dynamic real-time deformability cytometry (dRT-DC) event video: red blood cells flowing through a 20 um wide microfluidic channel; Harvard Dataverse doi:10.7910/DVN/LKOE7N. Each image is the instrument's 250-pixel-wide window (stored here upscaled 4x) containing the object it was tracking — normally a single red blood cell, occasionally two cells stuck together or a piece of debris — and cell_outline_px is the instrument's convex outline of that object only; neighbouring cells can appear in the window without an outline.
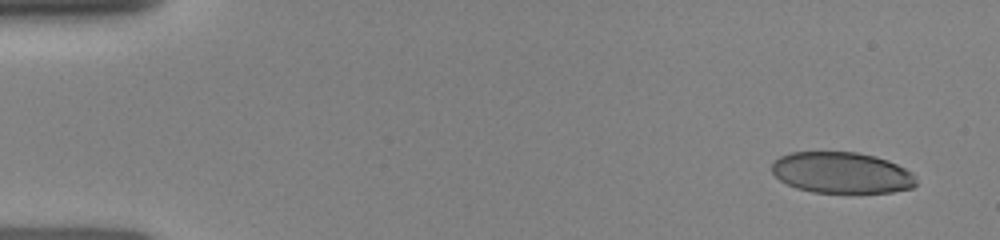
{"species": "human", "species_latin": "Homo sapiens", "temperature_condition": "room temperature", "stored_images_in_passage": 11, "camera_frame_rate_fps": 3000, "um_per_image_px": 0.085, "donor": {"sex": "female"}, "frame": {"image": 1, "passage_image": 1, "time_ms": 0.0, "image_size_px": [1000, 240], "cell_outline_px": [[916, 184], [912, 188], [892, 192], [812, 192], [796, 188], [780, 180], [772, 172], [772, 164], [780, 156], [792, 152], [856, 152], [876, 156], [888, 160], [912, 172], [916, 180]], "centroid_in_image_um": [71.55, 14.68], "position_along_channel_um": 13.5, "area_um2": 34.51}}